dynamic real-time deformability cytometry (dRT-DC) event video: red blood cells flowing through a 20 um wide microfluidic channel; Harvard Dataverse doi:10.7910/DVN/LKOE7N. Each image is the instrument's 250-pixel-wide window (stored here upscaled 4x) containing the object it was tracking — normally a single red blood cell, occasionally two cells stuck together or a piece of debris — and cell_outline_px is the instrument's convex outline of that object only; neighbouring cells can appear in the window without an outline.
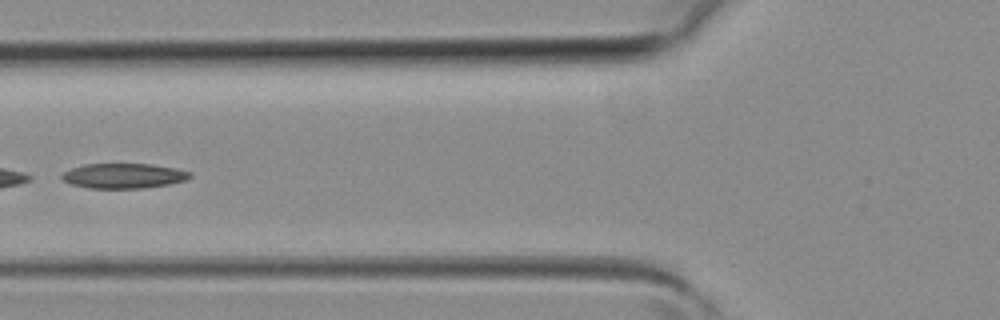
{"species": "common noctule bat (a hibernating species)", "species_latin": "Nyctalus noctula", "temperature_condition": "room temperature", "stored_images_in_passage": 2, "camera_frame_rate_fps": 3000, "um_per_image_px": 0.085, "animal": {"sex": "female", "body_mass_g": 19.3, "forearm_length_mm": 54.1}, "frame": {"image": 1, "passage_image": 2, "time_ms": 0.333, "image_size_px": [1000, 320], "cell_outline_px": [[192, 176], [184, 180], [168, 184], [140, 188], [88, 188], [72, 184], [64, 180], [60, 176], [64, 172], [72, 168], [84, 164], [152, 164], [176, 168], [192, 172]], "centroid_in_image_um": [10.52, 14.94], "position_along_channel_um": 115.3, "area_um2": 18.5}}